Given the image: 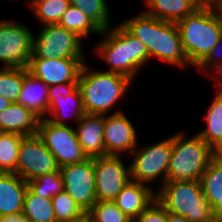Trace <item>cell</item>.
Segmentation results:
<instances>
[{
    "label": "cell",
    "instance_id": "cell-26",
    "mask_svg": "<svg viewBox=\"0 0 222 222\" xmlns=\"http://www.w3.org/2000/svg\"><path fill=\"white\" fill-rule=\"evenodd\" d=\"M24 136L0 132V173H16L19 147Z\"/></svg>",
    "mask_w": 222,
    "mask_h": 222
},
{
    "label": "cell",
    "instance_id": "cell-34",
    "mask_svg": "<svg viewBox=\"0 0 222 222\" xmlns=\"http://www.w3.org/2000/svg\"><path fill=\"white\" fill-rule=\"evenodd\" d=\"M221 44H222V38L212 48V50L207 55V57L195 68L199 70L200 72L202 71L203 73L204 72L206 73L208 69L210 71L214 69L213 70L214 72L212 73L216 75L215 78H217L218 83L222 80V55L220 57L218 56V54L221 52L219 50V48L221 49ZM210 67H214V68L212 69Z\"/></svg>",
    "mask_w": 222,
    "mask_h": 222
},
{
    "label": "cell",
    "instance_id": "cell-4",
    "mask_svg": "<svg viewBox=\"0 0 222 222\" xmlns=\"http://www.w3.org/2000/svg\"><path fill=\"white\" fill-rule=\"evenodd\" d=\"M89 69L85 63L78 80L85 113L107 115L124 96L132 80L120 74Z\"/></svg>",
    "mask_w": 222,
    "mask_h": 222
},
{
    "label": "cell",
    "instance_id": "cell-5",
    "mask_svg": "<svg viewBox=\"0 0 222 222\" xmlns=\"http://www.w3.org/2000/svg\"><path fill=\"white\" fill-rule=\"evenodd\" d=\"M217 152L198 134L185 138L184 132L172 136V153L167 181H200Z\"/></svg>",
    "mask_w": 222,
    "mask_h": 222
},
{
    "label": "cell",
    "instance_id": "cell-24",
    "mask_svg": "<svg viewBox=\"0 0 222 222\" xmlns=\"http://www.w3.org/2000/svg\"><path fill=\"white\" fill-rule=\"evenodd\" d=\"M200 183L207 202L213 208L222 198V159L218 155L205 169Z\"/></svg>",
    "mask_w": 222,
    "mask_h": 222
},
{
    "label": "cell",
    "instance_id": "cell-16",
    "mask_svg": "<svg viewBox=\"0 0 222 222\" xmlns=\"http://www.w3.org/2000/svg\"><path fill=\"white\" fill-rule=\"evenodd\" d=\"M48 90L49 107L47 116L50 115L51 117H53H45L46 119L57 125H67V122H64V119H67L66 117H68L69 115L66 116L67 114L65 112H71V109L69 111V108H71V106V114L73 113L72 117L74 118L76 123L86 114L78 83H61L50 85L48 86ZM68 104L69 108H67ZM65 108H67L68 110L66 111Z\"/></svg>",
    "mask_w": 222,
    "mask_h": 222
},
{
    "label": "cell",
    "instance_id": "cell-18",
    "mask_svg": "<svg viewBox=\"0 0 222 222\" xmlns=\"http://www.w3.org/2000/svg\"><path fill=\"white\" fill-rule=\"evenodd\" d=\"M149 185L129 180L113 200L116 206L131 220H135L156 199Z\"/></svg>",
    "mask_w": 222,
    "mask_h": 222
},
{
    "label": "cell",
    "instance_id": "cell-27",
    "mask_svg": "<svg viewBox=\"0 0 222 222\" xmlns=\"http://www.w3.org/2000/svg\"><path fill=\"white\" fill-rule=\"evenodd\" d=\"M59 26L78 34L81 38L89 33L101 34V29L88 18L79 8L70 5L61 16Z\"/></svg>",
    "mask_w": 222,
    "mask_h": 222
},
{
    "label": "cell",
    "instance_id": "cell-35",
    "mask_svg": "<svg viewBox=\"0 0 222 222\" xmlns=\"http://www.w3.org/2000/svg\"><path fill=\"white\" fill-rule=\"evenodd\" d=\"M135 222H167V211L155 199L151 205L143 211L135 220Z\"/></svg>",
    "mask_w": 222,
    "mask_h": 222
},
{
    "label": "cell",
    "instance_id": "cell-9",
    "mask_svg": "<svg viewBox=\"0 0 222 222\" xmlns=\"http://www.w3.org/2000/svg\"><path fill=\"white\" fill-rule=\"evenodd\" d=\"M37 135L54 155L59 167L84 161L88 157L78 142L75 128L40 119Z\"/></svg>",
    "mask_w": 222,
    "mask_h": 222
},
{
    "label": "cell",
    "instance_id": "cell-19",
    "mask_svg": "<svg viewBox=\"0 0 222 222\" xmlns=\"http://www.w3.org/2000/svg\"><path fill=\"white\" fill-rule=\"evenodd\" d=\"M48 86L35 78L28 69L23 68V82L17 103L30 110L39 119L47 117L48 113Z\"/></svg>",
    "mask_w": 222,
    "mask_h": 222
},
{
    "label": "cell",
    "instance_id": "cell-13",
    "mask_svg": "<svg viewBox=\"0 0 222 222\" xmlns=\"http://www.w3.org/2000/svg\"><path fill=\"white\" fill-rule=\"evenodd\" d=\"M121 156L94 157L97 201H113L130 180L129 166H125Z\"/></svg>",
    "mask_w": 222,
    "mask_h": 222
},
{
    "label": "cell",
    "instance_id": "cell-11",
    "mask_svg": "<svg viewBox=\"0 0 222 222\" xmlns=\"http://www.w3.org/2000/svg\"><path fill=\"white\" fill-rule=\"evenodd\" d=\"M59 170L56 158L37 134L22 138L17 161V174L24 181L29 182Z\"/></svg>",
    "mask_w": 222,
    "mask_h": 222
},
{
    "label": "cell",
    "instance_id": "cell-25",
    "mask_svg": "<svg viewBox=\"0 0 222 222\" xmlns=\"http://www.w3.org/2000/svg\"><path fill=\"white\" fill-rule=\"evenodd\" d=\"M22 213L30 222H57L51 199L38 196L29 188L25 194Z\"/></svg>",
    "mask_w": 222,
    "mask_h": 222
},
{
    "label": "cell",
    "instance_id": "cell-17",
    "mask_svg": "<svg viewBox=\"0 0 222 222\" xmlns=\"http://www.w3.org/2000/svg\"><path fill=\"white\" fill-rule=\"evenodd\" d=\"M75 128L78 142L87 157L105 156L104 115L85 114Z\"/></svg>",
    "mask_w": 222,
    "mask_h": 222
},
{
    "label": "cell",
    "instance_id": "cell-2",
    "mask_svg": "<svg viewBox=\"0 0 222 222\" xmlns=\"http://www.w3.org/2000/svg\"><path fill=\"white\" fill-rule=\"evenodd\" d=\"M176 25L188 62L196 68L222 38V7L202 5Z\"/></svg>",
    "mask_w": 222,
    "mask_h": 222
},
{
    "label": "cell",
    "instance_id": "cell-32",
    "mask_svg": "<svg viewBox=\"0 0 222 222\" xmlns=\"http://www.w3.org/2000/svg\"><path fill=\"white\" fill-rule=\"evenodd\" d=\"M23 82V68L0 69V96L16 103L21 93Z\"/></svg>",
    "mask_w": 222,
    "mask_h": 222
},
{
    "label": "cell",
    "instance_id": "cell-10",
    "mask_svg": "<svg viewBox=\"0 0 222 222\" xmlns=\"http://www.w3.org/2000/svg\"><path fill=\"white\" fill-rule=\"evenodd\" d=\"M33 33L17 22H0V61L4 68L28 69L32 56Z\"/></svg>",
    "mask_w": 222,
    "mask_h": 222
},
{
    "label": "cell",
    "instance_id": "cell-29",
    "mask_svg": "<svg viewBox=\"0 0 222 222\" xmlns=\"http://www.w3.org/2000/svg\"><path fill=\"white\" fill-rule=\"evenodd\" d=\"M51 201L57 222H80L86 218V213L65 190L52 197Z\"/></svg>",
    "mask_w": 222,
    "mask_h": 222
},
{
    "label": "cell",
    "instance_id": "cell-28",
    "mask_svg": "<svg viewBox=\"0 0 222 222\" xmlns=\"http://www.w3.org/2000/svg\"><path fill=\"white\" fill-rule=\"evenodd\" d=\"M31 10L43 25L58 24L61 16L70 6L69 0H32Z\"/></svg>",
    "mask_w": 222,
    "mask_h": 222
},
{
    "label": "cell",
    "instance_id": "cell-1",
    "mask_svg": "<svg viewBox=\"0 0 222 222\" xmlns=\"http://www.w3.org/2000/svg\"><path fill=\"white\" fill-rule=\"evenodd\" d=\"M121 24L145 44L150 59L158 58L181 68L191 65L183 50L176 23L159 20L143 11Z\"/></svg>",
    "mask_w": 222,
    "mask_h": 222
},
{
    "label": "cell",
    "instance_id": "cell-20",
    "mask_svg": "<svg viewBox=\"0 0 222 222\" xmlns=\"http://www.w3.org/2000/svg\"><path fill=\"white\" fill-rule=\"evenodd\" d=\"M28 184L16 173H0V216L22 213Z\"/></svg>",
    "mask_w": 222,
    "mask_h": 222
},
{
    "label": "cell",
    "instance_id": "cell-33",
    "mask_svg": "<svg viewBox=\"0 0 222 222\" xmlns=\"http://www.w3.org/2000/svg\"><path fill=\"white\" fill-rule=\"evenodd\" d=\"M28 188L36 195L52 198L64 190V183L60 171L42 175L27 182Z\"/></svg>",
    "mask_w": 222,
    "mask_h": 222
},
{
    "label": "cell",
    "instance_id": "cell-38",
    "mask_svg": "<svg viewBox=\"0 0 222 222\" xmlns=\"http://www.w3.org/2000/svg\"><path fill=\"white\" fill-rule=\"evenodd\" d=\"M167 222H189L186 217L167 212Z\"/></svg>",
    "mask_w": 222,
    "mask_h": 222
},
{
    "label": "cell",
    "instance_id": "cell-36",
    "mask_svg": "<svg viewBox=\"0 0 222 222\" xmlns=\"http://www.w3.org/2000/svg\"><path fill=\"white\" fill-rule=\"evenodd\" d=\"M0 222H30L23 213L9 216H0Z\"/></svg>",
    "mask_w": 222,
    "mask_h": 222
},
{
    "label": "cell",
    "instance_id": "cell-30",
    "mask_svg": "<svg viewBox=\"0 0 222 222\" xmlns=\"http://www.w3.org/2000/svg\"><path fill=\"white\" fill-rule=\"evenodd\" d=\"M70 5L79 8L102 31L110 28L109 6L106 0H69Z\"/></svg>",
    "mask_w": 222,
    "mask_h": 222
},
{
    "label": "cell",
    "instance_id": "cell-42",
    "mask_svg": "<svg viewBox=\"0 0 222 222\" xmlns=\"http://www.w3.org/2000/svg\"><path fill=\"white\" fill-rule=\"evenodd\" d=\"M80 222H89V221L85 218L83 221H80Z\"/></svg>",
    "mask_w": 222,
    "mask_h": 222
},
{
    "label": "cell",
    "instance_id": "cell-31",
    "mask_svg": "<svg viewBox=\"0 0 222 222\" xmlns=\"http://www.w3.org/2000/svg\"><path fill=\"white\" fill-rule=\"evenodd\" d=\"M89 222H130L131 219L124 214L114 201H96L86 213Z\"/></svg>",
    "mask_w": 222,
    "mask_h": 222
},
{
    "label": "cell",
    "instance_id": "cell-22",
    "mask_svg": "<svg viewBox=\"0 0 222 222\" xmlns=\"http://www.w3.org/2000/svg\"><path fill=\"white\" fill-rule=\"evenodd\" d=\"M146 14L159 20L177 23L194 13L202 4L198 0H146Z\"/></svg>",
    "mask_w": 222,
    "mask_h": 222
},
{
    "label": "cell",
    "instance_id": "cell-21",
    "mask_svg": "<svg viewBox=\"0 0 222 222\" xmlns=\"http://www.w3.org/2000/svg\"><path fill=\"white\" fill-rule=\"evenodd\" d=\"M39 118L22 105L12 103L0 112V132L22 136L37 134Z\"/></svg>",
    "mask_w": 222,
    "mask_h": 222
},
{
    "label": "cell",
    "instance_id": "cell-8",
    "mask_svg": "<svg viewBox=\"0 0 222 222\" xmlns=\"http://www.w3.org/2000/svg\"><path fill=\"white\" fill-rule=\"evenodd\" d=\"M135 148L133 162L129 165L130 180L142 183L151 184L155 178H162V184L167 181V170L170 163L172 153V136L161 140L150 146H144L139 150Z\"/></svg>",
    "mask_w": 222,
    "mask_h": 222
},
{
    "label": "cell",
    "instance_id": "cell-37",
    "mask_svg": "<svg viewBox=\"0 0 222 222\" xmlns=\"http://www.w3.org/2000/svg\"><path fill=\"white\" fill-rule=\"evenodd\" d=\"M212 209L214 222H222V198Z\"/></svg>",
    "mask_w": 222,
    "mask_h": 222
},
{
    "label": "cell",
    "instance_id": "cell-23",
    "mask_svg": "<svg viewBox=\"0 0 222 222\" xmlns=\"http://www.w3.org/2000/svg\"><path fill=\"white\" fill-rule=\"evenodd\" d=\"M218 86L215 98L205 114L206 127L198 135L216 152L222 148V86Z\"/></svg>",
    "mask_w": 222,
    "mask_h": 222
},
{
    "label": "cell",
    "instance_id": "cell-14",
    "mask_svg": "<svg viewBox=\"0 0 222 222\" xmlns=\"http://www.w3.org/2000/svg\"><path fill=\"white\" fill-rule=\"evenodd\" d=\"M84 58L30 59L28 72L47 86L78 83Z\"/></svg>",
    "mask_w": 222,
    "mask_h": 222
},
{
    "label": "cell",
    "instance_id": "cell-12",
    "mask_svg": "<svg viewBox=\"0 0 222 222\" xmlns=\"http://www.w3.org/2000/svg\"><path fill=\"white\" fill-rule=\"evenodd\" d=\"M64 190L87 213L96 203L94 158L60 167Z\"/></svg>",
    "mask_w": 222,
    "mask_h": 222
},
{
    "label": "cell",
    "instance_id": "cell-6",
    "mask_svg": "<svg viewBox=\"0 0 222 222\" xmlns=\"http://www.w3.org/2000/svg\"><path fill=\"white\" fill-rule=\"evenodd\" d=\"M156 199L167 212L186 217L189 222H214L213 209L200 181H166Z\"/></svg>",
    "mask_w": 222,
    "mask_h": 222
},
{
    "label": "cell",
    "instance_id": "cell-7",
    "mask_svg": "<svg viewBox=\"0 0 222 222\" xmlns=\"http://www.w3.org/2000/svg\"><path fill=\"white\" fill-rule=\"evenodd\" d=\"M42 26L33 37L31 59L84 58L78 34L58 24Z\"/></svg>",
    "mask_w": 222,
    "mask_h": 222
},
{
    "label": "cell",
    "instance_id": "cell-3",
    "mask_svg": "<svg viewBox=\"0 0 222 222\" xmlns=\"http://www.w3.org/2000/svg\"><path fill=\"white\" fill-rule=\"evenodd\" d=\"M105 35L95 47L109 68L107 72L133 80L140 68L150 60L145 44L133 36L122 24L101 31Z\"/></svg>",
    "mask_w": 222,
    "mask_h": 222
},
{
    "label": "cell",
    "instance_id": "cell-41",
    "mask_svg": "<svg viewBox=\"0 0 222 222\" xmlns=\"http://www.w3.org/2000/svg\"><path fill=\"white\" fill-rule=\"evenodd\" d=\"M217 155L222 159V148L217 152Z\"/></svg>",
    "mask_w": 222,
    "mask_h": 222
},
{
    "label": "cell",
    "instance_id": "cell-39",
    "mask_svg": "<svg viewBox=\"0 0 222 222\" xmlns=\"http://www.w3.org/2000/svg\"><path fill=\"white\" fill-rule=\"evenodd\" d=\"M202 5H222V0H198Z\"/></svg>",
    "mask_w": 222,
    "mask_h": 222
},
{
    "label": "cell",
    "instance_id": "cell-40",
    "mask_svg": "<svg viewBox=\"0 0 222 222\" xmlns=\"http://www.w3.org/2000/svg\"><path fill=\"white\" fill-rule=\"evenodd\" d=\"M11 104L12 102L0 96V112L9 107Z\"/></svg>",
    "mask_w": 222,
    "mask_h": 222
},
{
    "label": "cell",
    "instance_id": "cell-15",
    "mask_svg": "<svg viewBox=\"0 0 222 222\" xmlns=\"http://www.w3.org/2000/svg\"><path fill=\"white\" fill-rule=\"evenodd\" d=\"M137 133L131 120L123 111L116 110L104 115L105 156H120L122 152L132 153L138 147Z\"/></svg>",
    "mask_w": 222,
    "mask_h": 222
}]
</instances>
